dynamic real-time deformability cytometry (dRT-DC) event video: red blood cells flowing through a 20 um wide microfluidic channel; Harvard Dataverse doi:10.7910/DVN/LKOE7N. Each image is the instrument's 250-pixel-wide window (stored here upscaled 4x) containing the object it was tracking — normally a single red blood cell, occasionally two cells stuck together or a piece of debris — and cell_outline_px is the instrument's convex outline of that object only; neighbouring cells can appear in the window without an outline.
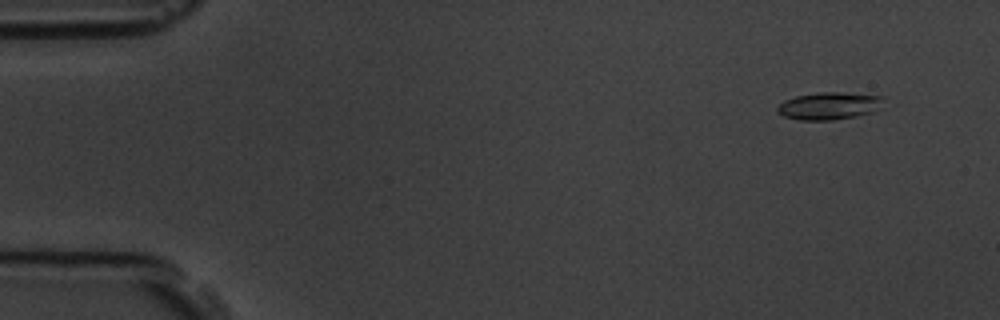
{"species": "common noctule bat (a hibernating species)", "species_latin": "Nyctalus noctula", "temperature_condition": "room temperature", "stored_images_in_passage": 5, "camera_frame_rate_fps": 3000, "um_per_image_px": 0.085, "animal": {"sex": "male", "body_mass_g": 19.5, "forearm_length_mm": 54.6}, "frame": {"image": 1, "passage_image": 1, "time_ms": 0.0, "image_size_px": [1000, 320], "cell_outline_px": [[884, 108], [872, 112], [856, 116], [832, 120], [800, 120], [784, 116], [776, 112], [776, 108], [784, 100], [796, 96], [820, 92], [840, 92], [884, 96]], "centroid_in_image_um": [70.52, 9.0], "position_along_channel_um": 14.5, "area_um2": 17.17}}
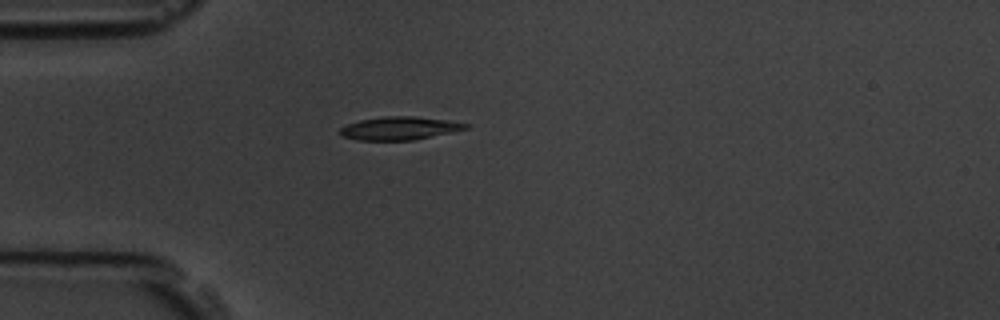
{"frame": {"image": 2, "passage_image": 4, "time_ms": 3.667, "image_size_px": [1000, 320], "cell_outline_px": [[472, 124], [468, 128], [452, 132], [412, 140], [356, 140], [340, 136], [340, 128], [348, 124], [360, 120], [384, 116], [416, 116], [448, 120]], "centroid_in_image_um": [33.97, 10.9], "position_along_channel_um": 51.0, "area_um2": 16.99}}